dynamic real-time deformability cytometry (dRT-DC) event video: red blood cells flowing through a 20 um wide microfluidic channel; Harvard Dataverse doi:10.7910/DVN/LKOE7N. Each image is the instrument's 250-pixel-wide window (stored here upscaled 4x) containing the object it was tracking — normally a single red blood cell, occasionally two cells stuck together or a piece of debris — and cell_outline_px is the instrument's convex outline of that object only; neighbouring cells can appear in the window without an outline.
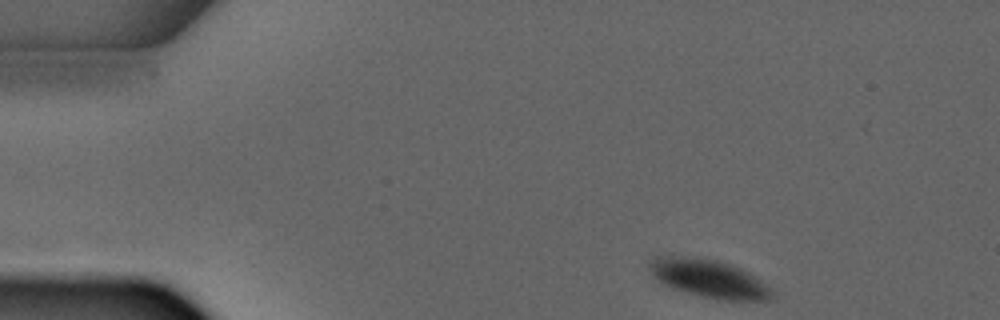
{"species": "common noctule bat (a hibernating species)", "species_latin": "Nyctalus noctula", "temperature_condition": "warm", "stored_images_in_passage": 2, "camera_frame_rate_fps": 3000, "um_per_image_px": 0.085, "animal": {"sex": "male", "forearm_length_mm": 52.5}, "frame": {"image": 1, "passage_image": 1, "time_ms": 0.0, "image_size_px": [1000, 320], "cell_outline_px": [[772, 296], [768, 300], [716, 300], [672, 288], [664, 284], [648, 268], [648, 260], [652, 256], [696, 256], [720, 260], [732, 264], [748, 272], [764, 284], [772, 292]], "centroid_in_image_um": [60.2, 23.64], "position_along_channel_um": 24.8, "area_um2": 27.17}}